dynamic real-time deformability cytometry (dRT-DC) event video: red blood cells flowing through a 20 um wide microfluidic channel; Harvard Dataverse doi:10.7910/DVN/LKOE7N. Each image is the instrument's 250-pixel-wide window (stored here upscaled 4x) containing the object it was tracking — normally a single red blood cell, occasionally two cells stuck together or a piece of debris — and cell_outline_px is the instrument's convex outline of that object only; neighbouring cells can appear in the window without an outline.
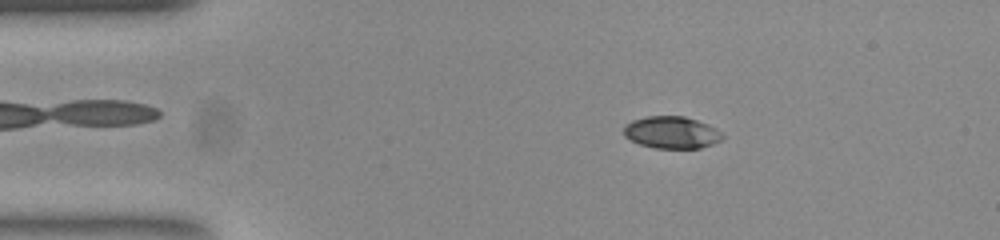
{"species": "common noctule bat (a hibernating species)", "species_latin": "Nyctalus noctula", "temperature_condition": "room temperature", "stored_images_in_passage": 54, "camera_frame_rate_fps": 3000, "um_per_image_px": 0.085, "animal": {"sex": "female", "body_mass_g": 23.0, "forearm_length_mm": 53.4}, "frame": {"image": 1, "passage_image": 9, "time_ms": 2.667, "image_size_px": [1000, 240], "cell_outline_px": [[724, 136], [720, 140], [712, 144], [700, 148], [656, 148], [640, 144], [624, 136], [624, 124], [632, 120], [648, 116], [684, 116], [708, 124], [716, 128]], "centroid_in_image_um": [57.08, 11.25], "position_along_channel_um": 27.9, "area_um2": 18.38}}
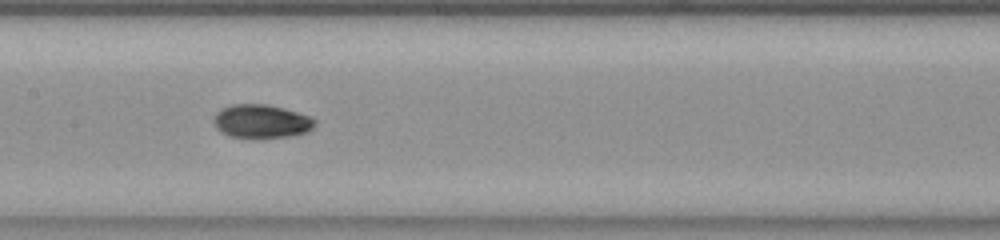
{"frame": {"image": 2, "passage_image": 26, "time_ms": 8.333, "image_size_px": [1000, 240], "cell_outline_px": [[316, 124], [312, 128], [304, 132], [284, 136], [232, 136], [216, 128], [212, 120], [216, 112], [220, 108], [232, 104], [268, 104], [284, 108], [308, 116], [316, 120]], "centroid_in_image_um": [22.18, 10.26], "position_along_channel_um": 185.2, "area_um2": 19.19}}
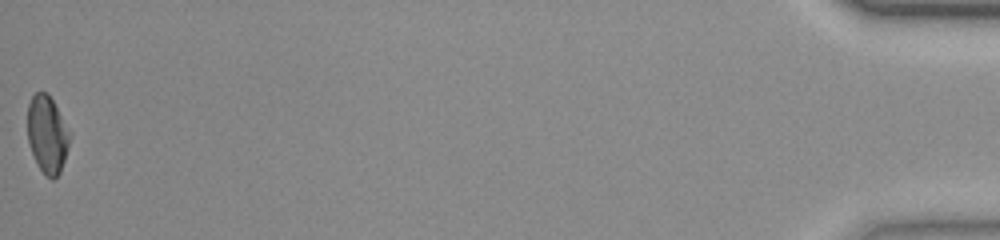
{"frame": {"image": 3, "passage_image": 54, "time_ms": 17.667, "image_size_px": [1000, 240], "cell_outline_px": [[72, 136], [60, 172], [52, 180], [44, 176], [32, 152], [28, 140], [28, 104], [32, 96], [36, 92], [44, 92], [52, 100], [72, 132]], "centroid_in_image_um": [4.05, 11.44], "position_along_channel_um": 431.2, "area_um2": 19.02}, "authors_computed_cell_mechanics": {"area_um2": 19.2474, "velocity_mm_per_s": 3.7556, "shape_relaxation_time_tau1_ms": 4.6341, "shape_relaxation_time_tau2_ms": 4.3794, "deformation_change_tau1": 0.1737, "deformation_change_tau2": 0.0375}}